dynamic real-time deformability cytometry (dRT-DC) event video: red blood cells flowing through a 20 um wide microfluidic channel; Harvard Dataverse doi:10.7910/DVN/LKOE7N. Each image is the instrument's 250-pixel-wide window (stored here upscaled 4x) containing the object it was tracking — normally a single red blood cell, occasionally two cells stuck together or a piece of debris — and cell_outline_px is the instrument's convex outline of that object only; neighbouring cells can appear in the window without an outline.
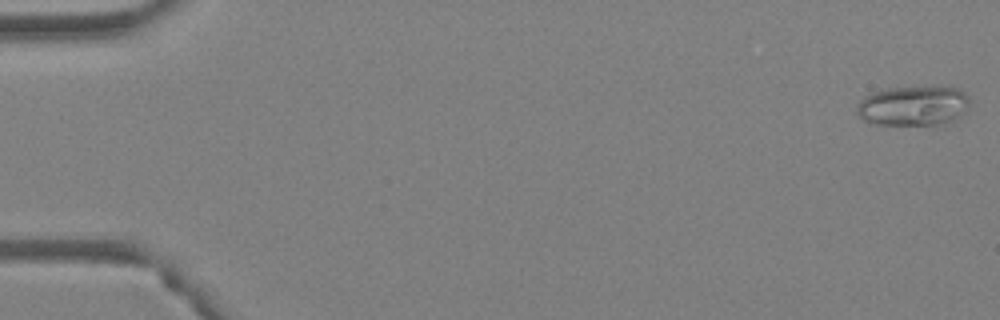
{"species": "Egyptian fruit bat (a non-hibernating species)", "species_latin": "Rousettus aegyptiacus", "temperature_condition": "warm", "stored_images_in_passage": 51, "camera_frame_rate_fps": 3000, "um_per_image_px": 0.085, "animal": {"sex": "female"}, "frame": {"image": 1, "passage_image": 1, "time_ms": 0.0, "image_size_px": [1000, 320], "cell_outline_px": [[968, 108], [944, 124], [868, 124], [856, 112], [856, 104], [864, 96], [872, 92], [888, 88], [960, 88], [968, 96]], "centroid_in_image_um": [77.55, 9.0], "position_along_channel_um": 7.5, "area_um2": 25.72}}
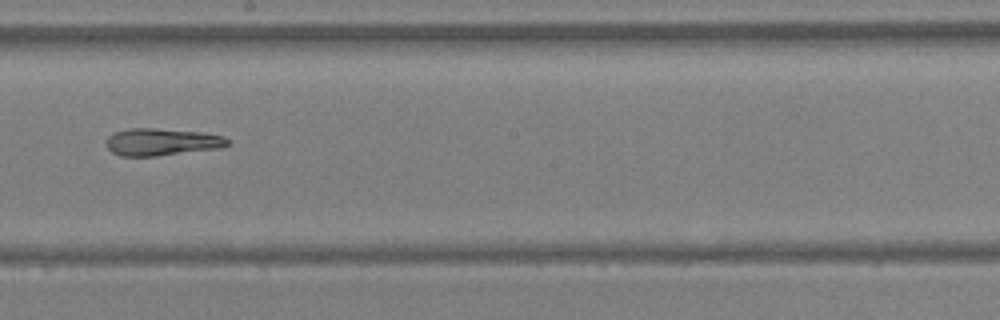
{"frame": {"image": 2, "passage_image": 30, "time_ms": 9.667, "image_size_px": [1000, 320], "cell_outline_px": [[228, 144], [224, 148], [156, 156], [120, 156], [112, 152], [104, 144], [104, 140], [108, 136], [116, 132], [128, 128], [156, 128], [204, 132], [224, 136], [228, 140]], "centroid_in_image_um": [13.74, 12.06], "position_along_channel_um": 234.5, "area_um2": 19.59}}
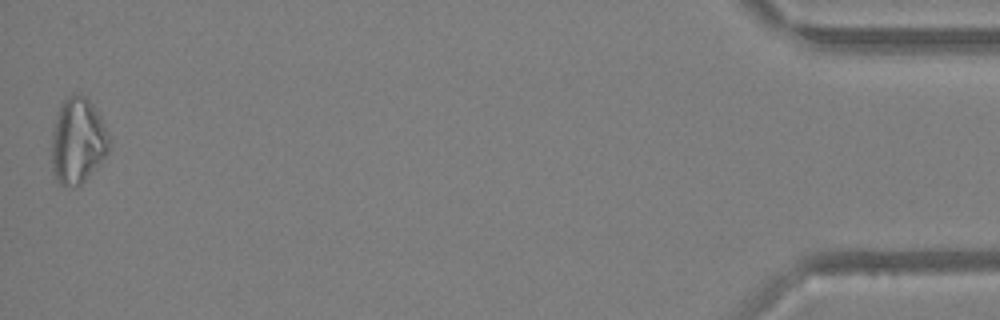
{"frame": {"image": 3, "passage_image": 51, "time_ms": 16.667, "image_size_px": [1000, 320], "cell_outline_px": [[108, 152], [84, 180], [80, 184], [60, 184], [52, 172], [52, 132], [56, 116], [64, 100], [68, 96], [76, 92], [80, 92], [92, 104], [100, 116], [104, 124], [108, 136]], "centroid_in_image_um": [6.58, 11.92], "position_along_channel_um": 428.6, "area_um2": 28.09}, "authors_computed_cell_mechanics": {"area_um2": 22.0218, "velocity_mm_per_s": 4.0731, "shape_relaxation_time_tau1_ms": null, "shape_relaxation_time_tau2_ms": 6.0972, "deformation_change_tau1": null, "deformation_change_tau2": 0.1703}}